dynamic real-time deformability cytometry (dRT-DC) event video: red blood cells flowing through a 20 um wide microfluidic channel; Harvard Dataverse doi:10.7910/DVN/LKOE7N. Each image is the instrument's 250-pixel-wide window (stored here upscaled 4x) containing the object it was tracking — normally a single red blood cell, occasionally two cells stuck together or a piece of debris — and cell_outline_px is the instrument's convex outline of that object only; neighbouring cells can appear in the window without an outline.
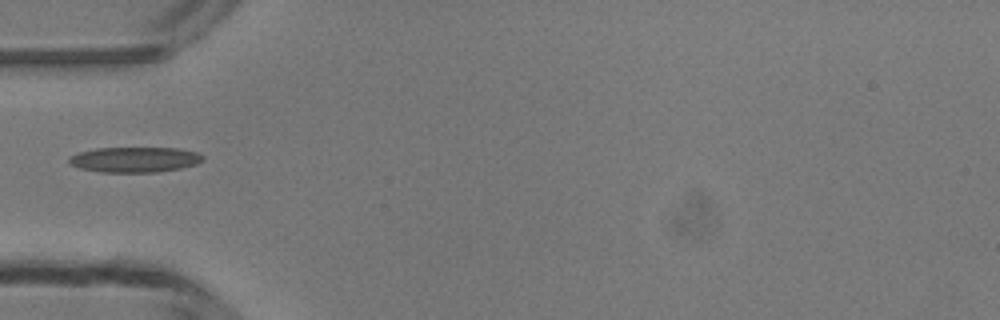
{"species": "common noctule bat (a hibernating species)", "species_latin": "Nyctalus noctula", "temperature_condition": "room temperature", "stored_images_in_passage": 30, "camera_frame_rate_fps": 3000, "um_per_image_px": 0.085, "animal": {"sex": "male", "body_mass_g": 13.3}, "frame": {"image": 1, "passage_image": 1, "time_ms": 0.0, "image_size_px": [1000, 320], "cell_outline_px": [[204, 160], [196, 164], [180, 168], [160, 172], [100, 172], [80, 168], [68, 164], [68, 156], [76, 152], [96, 148], [180, 148], [196, 152], [204, 156]], "centroid_in_image_um": [11.41, 13.56], "position_along_channel_um": 73.6, "area_um2": 20.0}}
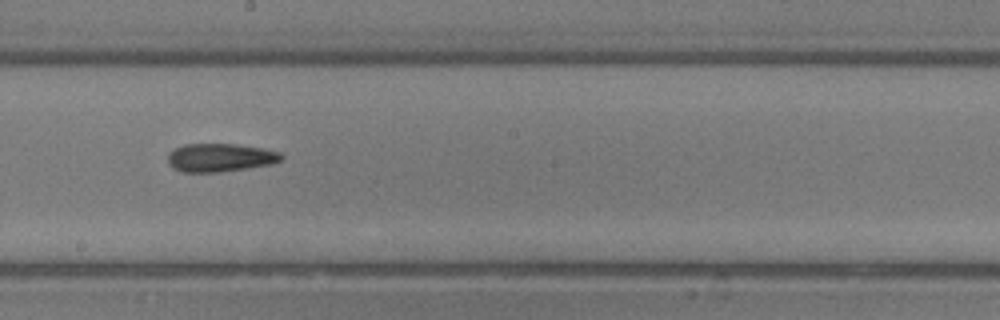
{"frame": {"image": 2, "passage_image": 12, "time_ms": 3.667, "image_size_px": [1000, 320], "cell_outline_px": [[284, 156], [280, 160], [272, 164], [248, 168], [220, 172], [180, 172], [172, 168], [168, 164], [168, 152], [184, 144], [236, 144], [264, 148], [280, 152]], "centroid_in_image_um": [18.7, 13.4], "position_along_channel_um": 229.5, "area_um2": 18.9}}
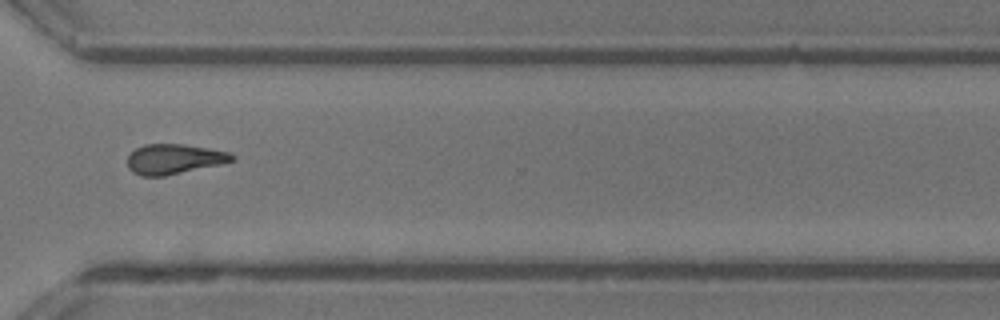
{"frame": {"image": 3, "passage_image": 21, "time_ms": 6.667, "image_size_px": [1000, 320], "cell_outline_px": [[236, 160], [220, 164], [164, 176], [140, 176], [132, 172], [128, 168], [128, 156], [136, 148], [144, 144], [184, 144], [208, 148], [228, 152], [236, 156]], "centroid_in_image_um": [14.79, 13.52], "position_along_channel_um": 355.8, "area_um2": 18.26}}